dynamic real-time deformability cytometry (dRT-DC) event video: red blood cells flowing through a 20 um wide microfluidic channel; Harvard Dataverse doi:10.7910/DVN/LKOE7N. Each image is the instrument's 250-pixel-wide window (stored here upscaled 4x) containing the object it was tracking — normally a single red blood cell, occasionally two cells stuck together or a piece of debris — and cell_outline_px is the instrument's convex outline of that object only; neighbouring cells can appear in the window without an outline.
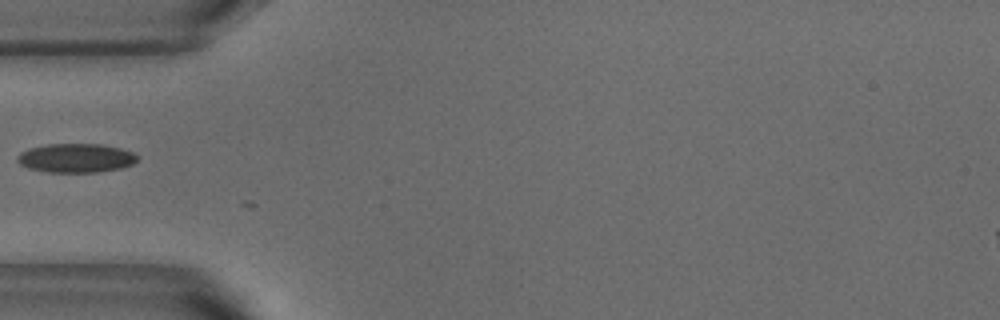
{"species": "common noctule bat (a hibernating species)", "species_latin": "Nyctalus noctula", "temperature_condition": "warm", "stored_images_in_passage": 6, "camera_frame_rate_fps": 3000, "um_per_image_px": 0.085, "animal": {"sex": "male", "body_mass_g": 18.8}, "frame": {"image": 1, "passage_image": 1, "time_ms": 0.0, "image_size_px": [1000, 320], "cell_outline_px": [[140, 156], [132, 164], [120, 168], [96, 172], [48, 172], [28, 168], [20, 164], [16, 160], [16, 156], [20, 152], [28, 148], [48, 144], [100, 144], [120, 148], [132, 152]], "centroid_in_image_um": [6.42, 13.43], "position_along_channel_um": 78.6, "area_um2": 20.29}}